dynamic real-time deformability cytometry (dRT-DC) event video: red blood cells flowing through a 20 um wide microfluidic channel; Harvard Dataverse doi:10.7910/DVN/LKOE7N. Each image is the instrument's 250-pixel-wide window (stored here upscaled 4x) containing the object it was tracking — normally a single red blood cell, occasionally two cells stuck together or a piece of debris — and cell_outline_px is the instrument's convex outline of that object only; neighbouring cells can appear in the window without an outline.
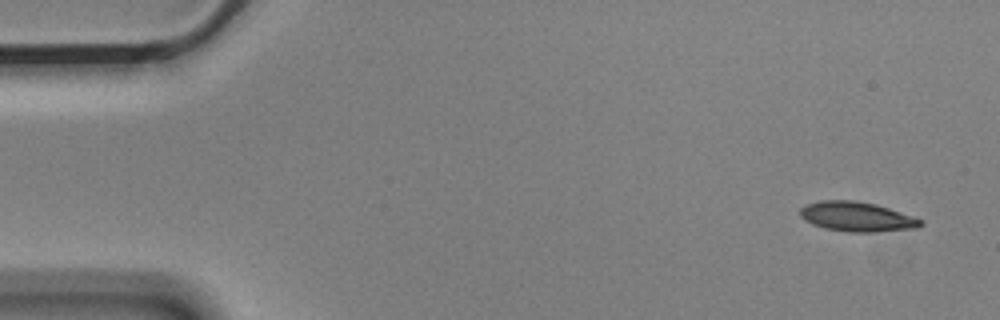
{"species": "Egyptian fruit bat (a non-hibernating species)", "species_latin": "Rousettus aegyptiacus", "temperature_condition": "cold", "stored_images_in_passage": 5, "segment_of_instrument_passage": [1, 2], "camera_frame_rate_fps": 3000, "um_per_image_px": 0.085, "animal": {"sex": "male"}, "frame": {"image": 1, "passage_image": 1, "time_ms": 0.0, "image_size_px": [1000, 320], "cell_outline_px": [[924, 224], [920, 228], [876, 232], [852, 232], [824, 228], [812, 224], [804, 220], [800, 216], [800, 208], [804, 204], [820, 200], [852, 200], [876, 204], [916, 216], [924, 220]], "centroid_in_image_um": [72.88, 18.42], "position_along_channel_um": 12.1, "area_um2": 21.27}}